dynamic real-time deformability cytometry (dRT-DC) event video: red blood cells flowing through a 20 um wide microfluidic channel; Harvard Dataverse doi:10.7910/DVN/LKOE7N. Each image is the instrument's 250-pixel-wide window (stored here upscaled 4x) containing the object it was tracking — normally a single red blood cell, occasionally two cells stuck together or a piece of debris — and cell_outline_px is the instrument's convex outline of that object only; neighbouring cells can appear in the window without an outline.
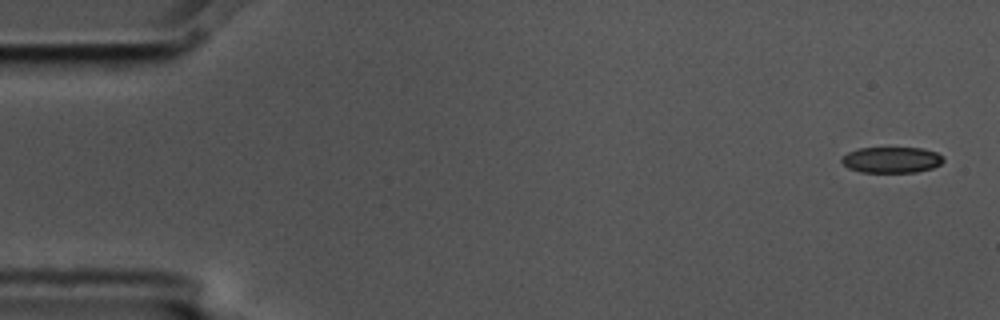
{"species": "common noctule bat (a hibernating species)", "species_latin": "Nyctalus noctula", "temperature_condition": "cold", "stored_images_in_passage": 6, "camera_frame_rate_fps": 3000, "um_per_image_px": 0.085, "animal": {"sex": "male", "body_mass_g": 17.5, "forearm_length_mm": 52.3}, "frame": {"image": 1, "passage_image": 1, "time_ms": 0.0, "image_size_px": [1000, 320], "cell_outline_px": [[944, 160], [940, 164], [932, 168], [916, 172], [860, 172], [848, 168], [840, 160], [848, 152], [856, 148], [924, 148], [936, 152], [944, 156]], "centroid_in_image_um": [75.79, 13.58], "position_along_channel_um": 9.2, "area_um2": 15.43}}
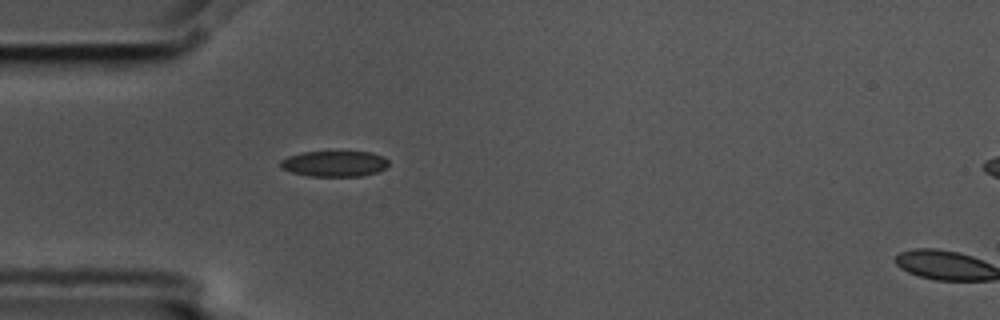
{"frame": {"image": 2, "passage_image": 5, "time_ms": 1.333, "image_size_px": [1000, 320], "cell_outline_px": [[388, 164], [384, 168], [376, 172], [360, 176], [308, 176], [292, 172], [280, 168], [280, 160], [288, 156], [304, 152], [372, 152], [384, 156], [388, 160]], "centroid_in_image_um": [28.41, 13.91], "position_along_channel_um": 56.6, "area_um2": 16.18}}